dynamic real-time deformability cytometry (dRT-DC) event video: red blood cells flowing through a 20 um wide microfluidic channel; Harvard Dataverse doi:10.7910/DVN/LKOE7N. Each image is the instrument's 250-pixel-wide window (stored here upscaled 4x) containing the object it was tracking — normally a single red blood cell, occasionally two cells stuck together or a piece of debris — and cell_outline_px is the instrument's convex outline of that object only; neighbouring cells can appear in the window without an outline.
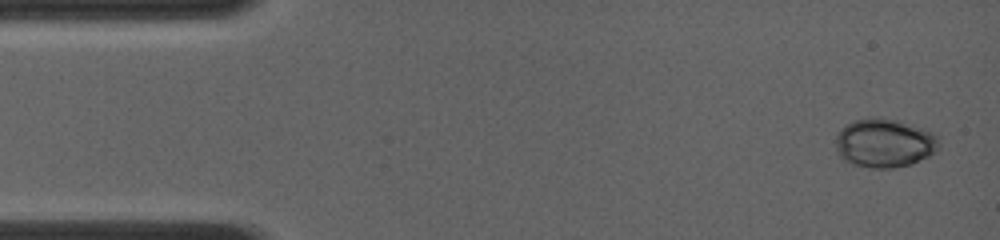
{"species": "common noctule bat (a hibernating species)", "species_latin": "Nyctalus noctula", "temperature_condition": "room temperature", "stored_images_in_passage": 7, "camera_frame_rate_fps": 4000, "um_per_image_px": 0.085, "animal": {"sex": "female", "body_mass_g": 19.0, "forearm_length_mm": 56.7}, "frame": {"image": 1, "passage_image": 1, "time_ms": 0.0, "image_size_px": [1000, 240], "cell_outline_px": [[940, 144], [936, 152], [912, 164], [892, 168], [868, 168], [852, 164], [844, 160], [836, 152], [836, 136], [840, 128], [856, 120], [876, 116], [880, 116], [896, 120], [932, 132], [936, 136]], "centroid_in_image_um": [75.15, 12.17], "position_along_channel_um": 9.8, "area_um2": 29.48}}
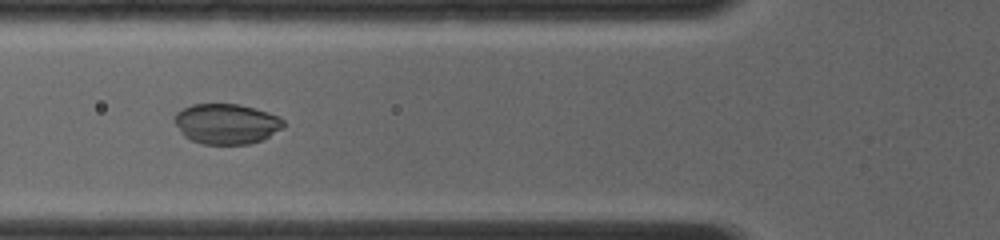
{"frame": {"image": 2, "passage_image": 6, "time_ms": 4.75, "image_size_px": [1000, 240], "cell_outline_px": [[284, 128], [260, 140], [248, 144], [200, 144], [184, 136], [180, 132], [172, 120], [172, 116], [176, 112], [192, 104], [240, 104], [268, 112], [280, 116], [284, 120]], "centroid_in_image_um": [19.22, 10.52], "position_along_channel_um": 106.6, "area_um2": 25.84}}
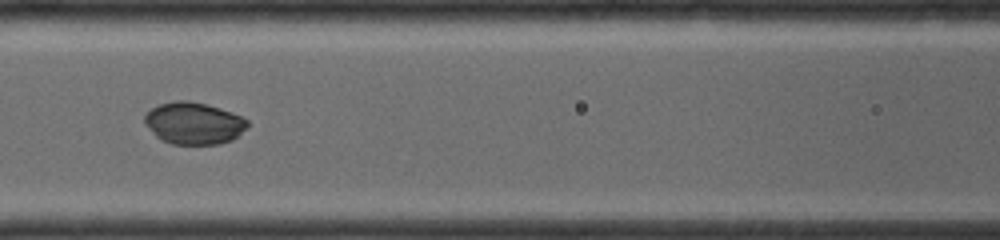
{"frame": {"image": 3, "passage_image": 7, "time_ms": 5.75, "image_size_px": [1000, 240], "cell_outline_px": [[248, 128], [232, 140], [220, 144], [172, 144], [160, 140], [144, 124], [144, 116], [152, 108], [160, 104], [176, 100], [188, 100], [208, 104], [232, 112], [248, 120]], "centroid_in_image_um": [16.48, 10.47], "position_along_channel_um": 150.1, "area_um2": 25.37}}